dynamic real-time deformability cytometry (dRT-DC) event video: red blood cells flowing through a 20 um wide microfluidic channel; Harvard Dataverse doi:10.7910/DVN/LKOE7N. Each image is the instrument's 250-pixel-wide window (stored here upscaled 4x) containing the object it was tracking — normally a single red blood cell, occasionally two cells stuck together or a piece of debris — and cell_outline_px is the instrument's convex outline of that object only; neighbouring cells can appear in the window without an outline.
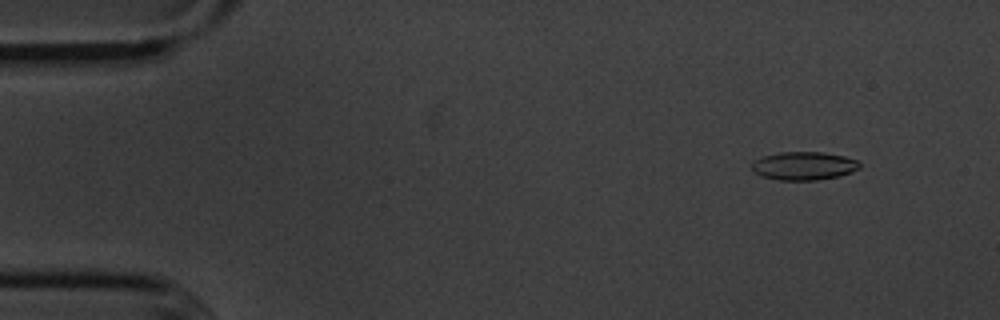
{"species": "common noctule bat (a hibernating species)", "species_latin": "Nyctalus noctula", "temperature_condition": "cold", "stored_images_in_passage": 4, "camera_frame_rate_fps": 3000, "um_per_image_px": 0.085, "animal": {"sex": "male", "body_mass_g": 20.1, "forearm_length_mm": 53.5}, "frame": {"image": 1, "passage_image": 1, "time_ms": 0.0, "image_size_px": [1000, 320], "cell_outline_px": [[860, 168], [852, 172], [840, 176], [816, 180], [776, 180], [760, 176], [752, 172], [752, 164], [756, 160], [764, 156], [780, 152], [824, 152], [844, 156], [856, 160], [860, 164]], "centroid_in_image_um": [68.32, 14.11], "position_along_channel_um": 16.7, "area_um2": 17.86}}